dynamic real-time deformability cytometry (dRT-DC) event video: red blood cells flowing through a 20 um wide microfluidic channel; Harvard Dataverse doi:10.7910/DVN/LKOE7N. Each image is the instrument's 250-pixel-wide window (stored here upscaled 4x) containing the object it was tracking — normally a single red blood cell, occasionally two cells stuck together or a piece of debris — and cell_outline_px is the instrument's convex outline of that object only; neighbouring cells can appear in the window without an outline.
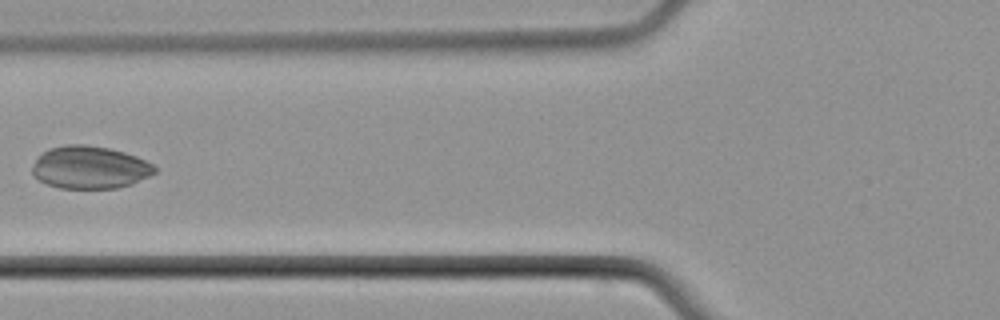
{"species": "common noctule bat (a hibernating species)", "species_latin": "Nyctalus noctula", "temperature_condition": "cold", "stored_images_in_passage": 3, "camera_frame_rate_fps": 3000, "um_per_image_px": 0.085, "animal": {"sex": "male", "body_mass_g": 21.5, "forearm_length_mm": 52.0}, "frame": {"image": 1, "passage_image": 2, "time_ms": 1.333, "image_size_px": [1000, 320], "cell_outline_px": [[156, 172], [132, 184], [116, 188], [60, 188], [48, 184], [40, 180], [32, 172], [32, 164], [48, 148], [64, 144], [84, 144], [108, 148], [124, 152], [136, 156], [152, 164], [156, 168]], "centroid_in_image_um": [7.63, 14.22], "position_along_channel_um": 118.2, "area_um2": 30.23}}
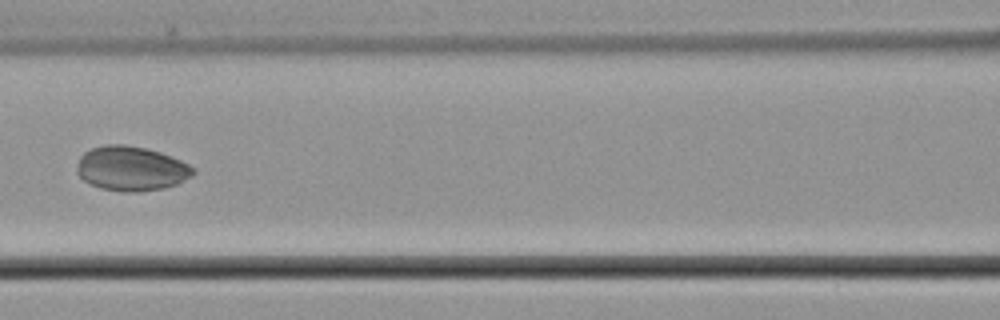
{"frame": {"image": 2, "passage_image": 3, "time_ms": 2.333, "image_size_px": [1000, 320], "cell_outline_px": [[196, 172], [192, 176], [176, 184], [164, 188], [140, 192], [124, 192], [100, 188], [84, 180], [76, 172], [76, 168], [80, 156], [84, 152], [92, 148], [104, 144], [124, 144], [144, 148], [160, 152], [180, 160], [196, 168]], "centroid_in_image_um": [11.16, 14.33], "position_along_channel_um": 155.4, "area_um2": 30.29}}